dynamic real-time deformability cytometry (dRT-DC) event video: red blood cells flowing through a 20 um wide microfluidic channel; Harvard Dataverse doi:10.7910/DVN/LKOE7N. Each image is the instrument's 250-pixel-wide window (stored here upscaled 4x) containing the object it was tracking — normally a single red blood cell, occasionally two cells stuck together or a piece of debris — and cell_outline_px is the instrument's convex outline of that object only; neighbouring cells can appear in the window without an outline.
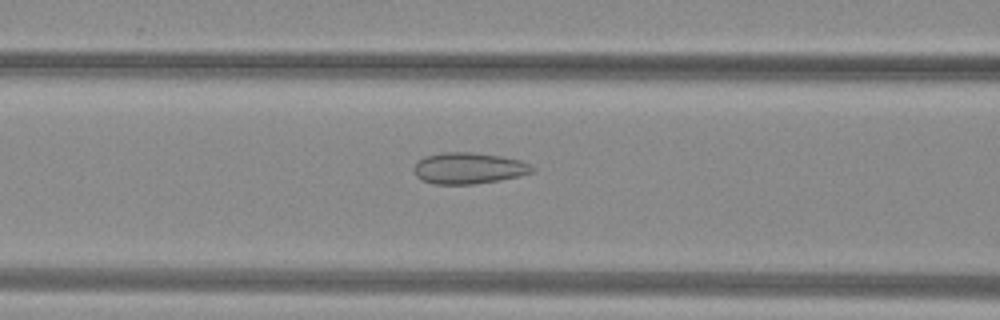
{"species": "common noctule bat (a hibernating species)", "species_latin": "Nyctalus noctula", "temperature_condition": "warm", "stored_images_in_passage": 52, "camera_frame_rate_fps": 3000, "um_per_image_px": 0.085, "animal": {"sex": "female", "body_mass_g": 29.2, "forearm_length_mm": 56.3}, "frame": {"image": 1, "passage_image": 23, "time_ms": 7.333, "image_size_px": [1000, 320], "cell_outline_px": [[536, 168], [532, 172], [500, 180], [472, 184], [432, 184], [420, 180], [416, 176], [412, 168], [424, 156], [440, 152], [472, 152], [500, 156], [520, 160]], "centroid_in_image_um": [39.78, 14.29], "position_along_channel_um": 126.8, "area_um2": 21.56}}
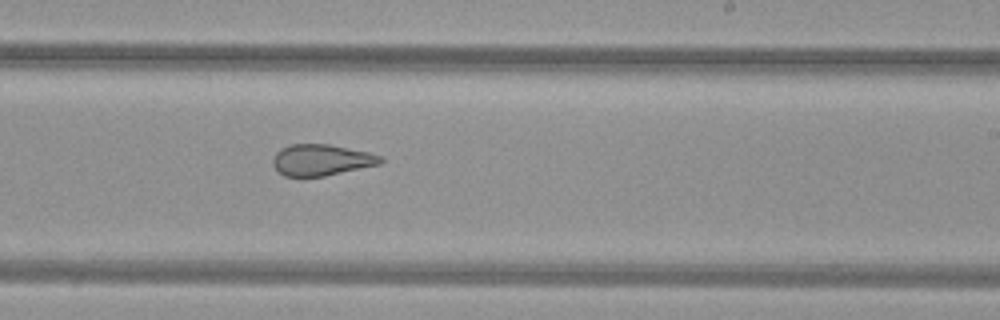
{"frame": {"image": 2, "passage_image": 33, "time_ms": 10.667, "image_size_px": [1000, 320], "cell_outline_px": [[384, 160], [380, 164], [324, 176], [284, 176], [276, 172], [272, 164], [272, 160], [276, 152], [280, 148], [292, 144], [328, 144], [368, 152], [380, 156]], "centroid_in_image_um": [27.26, 13.6], "position_along_channel_um": 261.7, "area_um2": 19.59}}
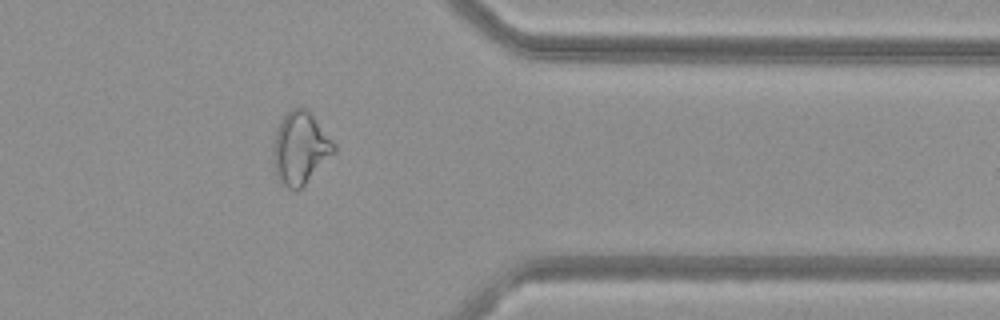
{"frame": {"image": 3, "passage_image": 43, "time_ms": 14.0, "image_size_px": [1000, 320], "cell_outline_px": [[336, 152], [300, 188], [288, 188], [276, 176], [272, 160], [272, 152], [276, 128], [280, 120], [292, 108], [308, 108], [336, 144]], "centroid_in_image_um": [25.52, 12.55], "position_along_channel_um": 385.9, "area_um2": 25.66}, "authors_computed_cell_mechanics": {"area_um2": 25.6921, "velocity_mm_per_s": 4.0576, "shape_relaxation_time_tau1_ms": null, "shape_relaxation_time_tau2_ms": 1.3558, "deformation_change_tau1": null, "deformation_change_tau2": 0.0821}}